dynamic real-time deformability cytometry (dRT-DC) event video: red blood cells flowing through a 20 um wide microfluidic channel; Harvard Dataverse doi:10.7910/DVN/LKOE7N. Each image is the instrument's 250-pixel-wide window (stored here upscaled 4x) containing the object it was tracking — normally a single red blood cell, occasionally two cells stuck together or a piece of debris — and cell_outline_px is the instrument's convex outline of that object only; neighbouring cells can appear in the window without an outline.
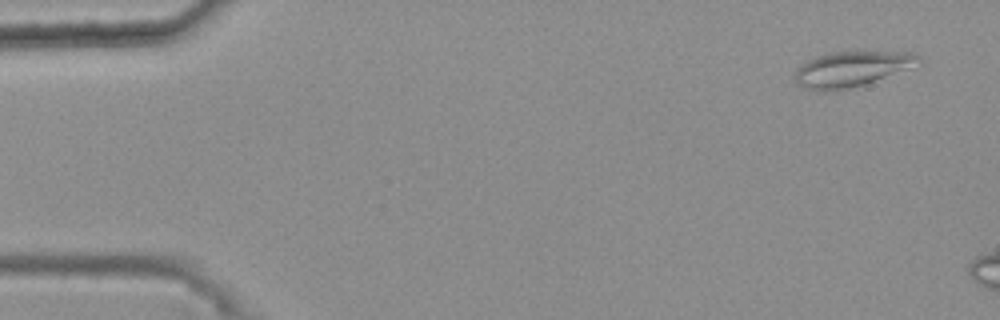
{"species": "common noctule bat (a hibernating species)", "species_latin": "Nyctalus noctula", "temperature_condition": "warm", "stored_images_in_passage": 9, "camera_frame_rate_fps": 3000, "um_per_image_px": 0.085, "animal": {"sex": "female", "body_mass_g": 25.1}, "frame": {"image": 1, "passage_image": 3, "time_ms": 0.667, "image_size_px": [1000, 320], "cell_outline_px": [[920, 64], [864, 84], [848, 88], [824, 92], [804, 88], [796, 84], [796, 68], [800, 64], [816, 56], [832, 52], [916, 52], [920, 56]], "centroid_in_image_um": [72.37, 5.86], "position_along_channel_um": 12.6, "area_um2": 25.26}}